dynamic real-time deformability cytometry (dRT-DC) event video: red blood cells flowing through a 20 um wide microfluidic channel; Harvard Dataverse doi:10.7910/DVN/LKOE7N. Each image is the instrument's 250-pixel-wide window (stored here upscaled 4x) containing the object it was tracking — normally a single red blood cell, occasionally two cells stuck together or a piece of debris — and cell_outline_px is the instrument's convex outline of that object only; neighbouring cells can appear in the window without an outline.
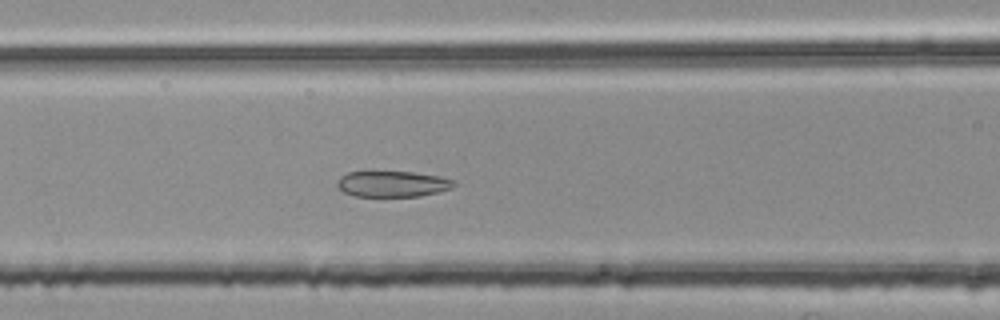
{"species": "common noctule bat (a hibernating species)", "species_latin": "Nyctalus noctula", "temperature_condition": "room temperature", "stored_images_in_passage": 43, "segment_of_instrument_passage": [2, 2], "camera_frame_rate_fps": 3000, "um_per_image_px": 0.085, "animal": {"sex": "female", "body_mass_g": 25.1}, "frame": {"image": 1, "passage_image": 14, "time_ms": 4.333, "image_size_px": [1000, 320], "cell_outline_px": [[456, 184], [452, 188], [420, 196], [356, 196], [344, 192], [336, 184], [336, 180], [340, 176], [348, 172], [412, 172], [440, 176], [456, 180]], "centroid_in_image_um": [33.38, 15.63], "position_along_channel_um": 133.2, "area_um2": 17.57}}
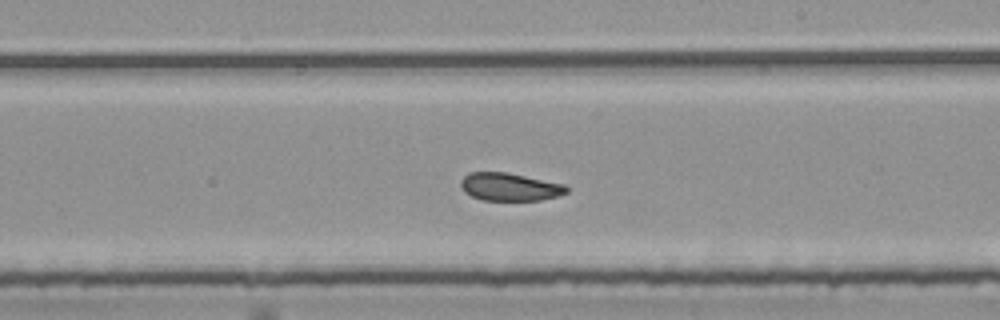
{"frame": {"image": 2, "passage_image": 23, "time_ms": 7.333, "image_size_px": [1000, 320], "cell_outline_px": [[568, 192], [560, 196], [540, 200], [484, 200], [472, 196], [464, 192], [460, 184], [460, 180], [468, 172], [508, 172], [564, 184], [568, 188]], "centroid_in_image_um": [43.33, 15.88], "position_along_channel_um": 245.7, "area_um2": 17.28}}
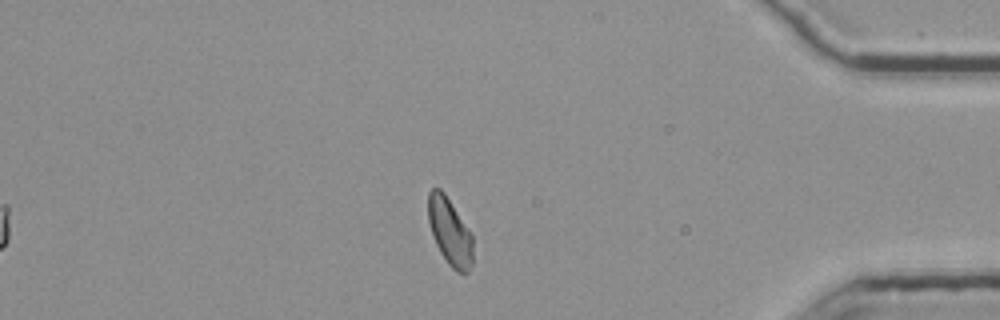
{"frame": {"image": 3, "passage_image": 38, "time_ms": 12.333, "image_size_px": [1000, 320], "cell_outline_px": [[472, 264], [468, 272], [464, 276], [456, 272], [448, 264], [440, 252], [432, 236], [428, 220], [428, 192], [432, 188], [440, 188], [444, 192], [472, 236]], "centroid_in_image_um": [38.21, 19.73], "position_along_channel_um": 397.0, "area_um2": 17.46}}